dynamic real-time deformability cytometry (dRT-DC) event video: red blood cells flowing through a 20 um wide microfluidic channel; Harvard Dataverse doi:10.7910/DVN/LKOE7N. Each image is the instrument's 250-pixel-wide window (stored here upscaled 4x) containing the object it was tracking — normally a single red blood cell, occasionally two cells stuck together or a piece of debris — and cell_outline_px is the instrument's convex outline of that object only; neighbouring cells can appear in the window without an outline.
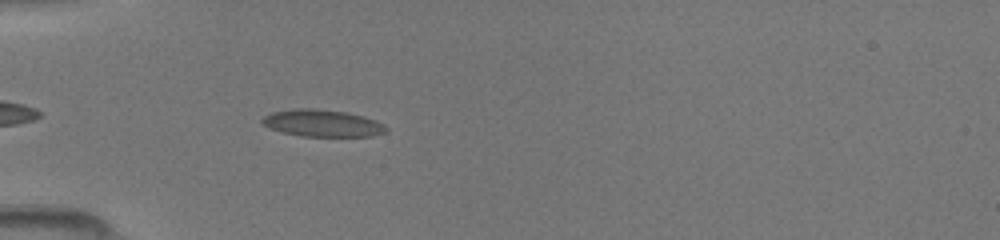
{"species": "common noctule bat (a hibernating species)", "species_latin": "Nyctalus noctula", "temperature_condition": "room temperature", "stored_images_in_passage": 35, "camera_frame_rate_fps": 3000, "um_per_image_px": 0.085, "animal": {"sex": "female", "body_mass_g": 19.5, "forearm_length_mm": 54.1}, "frame": {"image": 1, "passage_image": 4, "time_ms": 1.0, "image_size_px": [1000, 240], "cell_outline_px": [[388, 128], [384, 132], [372, 136], [300, 136], [284, 132], [260, 124], [260, 120], [264, 116], [272, 112], [292, 108], [316, 108], [344, 112], [364, 116], [376, 120], [384, 124]], "centroid_in_image_um": [27.38, 10.46], "position_along_channel_um": 57.6, "area_um2": 19.54}}
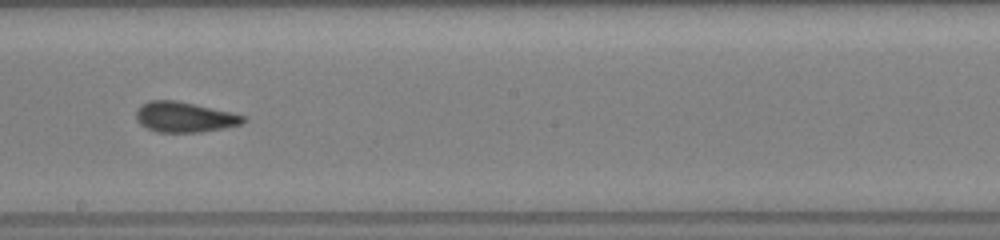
{"frame": {"image": 2, "passage_image": 17, "time_ms": 5.333, "image_size_px": [1000, 240], "cell_outline_px": [[248, 120], [240, 124], [224, 128], [200, 132], [156, 132], [140, 124], [136, 120], [136, 108], [140, 104], [148, 100], [176, 100], [232, 112], [248, 116]], "centroid_in_image_um": [15.68, 9.94], "position_along_channel_um": 232.5, "area_um2": 19.19}}
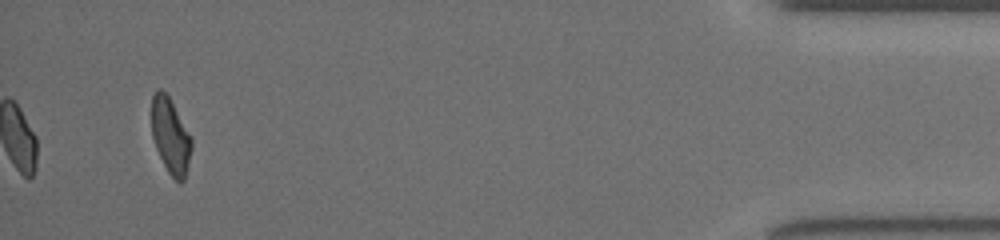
{"frame": {"image": 3, "passage_image": 35, "time_ms": 11.333, "image_size_px": [1000, 240], "cell_outline_px": [[192, 148], [184, 180], [180, 184], [168, 172], [156, 148], [152, 136], [152, 96], [156, 88], [160, 88], [168, 96], [192, 140]], "centroid_in_image_um": [14.48, 11.56], "position_along_channel_um": 420.7, "area_um2": 17.17}}